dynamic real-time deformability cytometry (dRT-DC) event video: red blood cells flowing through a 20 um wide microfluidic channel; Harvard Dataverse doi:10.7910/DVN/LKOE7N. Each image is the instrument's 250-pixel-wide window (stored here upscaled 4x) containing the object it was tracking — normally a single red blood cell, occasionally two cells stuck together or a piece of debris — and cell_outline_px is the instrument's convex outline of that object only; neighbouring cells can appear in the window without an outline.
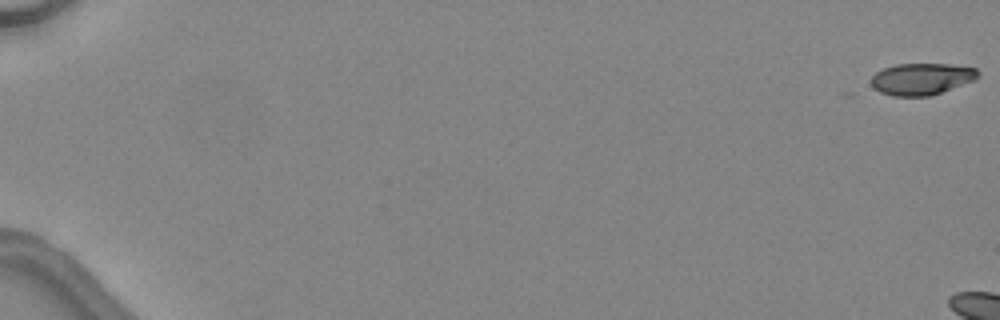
{"species": "common noctule bat (a hibernating species)", "species_latin": "Nyctalus noctula", "temperature_condition": "warm", "stored_images_in_passage": 6, "camera_frame_rate_fps": 3000, "um_per_image_px": 0.085, "animal": {"sex": "female", "body_mass_g": 24.6, "forearm_length_mm": 56.2}, "frame": {"image": 1, "passage_image": 1, "time_ms": 0.0, "image_size_px": [1000, 320], "cell_outline_px": [[980, 76], [976, 80], [928, 96], [892, 96], [880, 92], [872, 84], [872, 76], [876, 72], [884, 68], [896, 64], [948, 64], [976, 68], [980, 72]], "centroid_in_image_um": [78.37, 6.7], "position_along_channel_um": 6.6, "area_um2": 19.65}}